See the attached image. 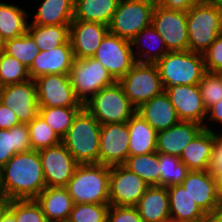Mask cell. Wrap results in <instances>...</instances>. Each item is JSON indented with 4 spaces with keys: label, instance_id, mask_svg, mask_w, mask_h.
Instances as JSON below:
<instances>
[{
    "label": "cell",
    "instance_id": "30bf717a",
    "mask_svg": "<svg viewBox=\"0 0 222 222\" xmlns=\"http://www.w3.org/2000/svg\"><path fill=\"white\" fill-rule=\"evenodd\" d=\"M92 58L100 62L117 82L136 63L131 42L109 32Z\"/></svg>",
    "mask_w": 222,
    "mask_h": 222
},
{
    "label": "cell",
    "instance_id": "7bdbcfd3",
    "mask_svg": "<svg viewBox=\"0 0 222 222\" xmlns=\"http://www.w3.org/2000/svg\"><path fill=\"white\" fill-rule=\"evenodd\" d=\"M202 55L207 72L222 73V33Z\"/></svg>",
    "mask_w": 222,
    "mask_h": 222
},
{
    "label": "cell",
    "instance_id": "44dd1931",
    "mask_svg": "<svg viewBox=\"0 0 222 222\" xmlns=\"http://www.w3.org/2000/svg\"><path fill=\"white\" fill-rule=\"evenodd\" d=\"M203 126L195 122L179 121L157 132L156 151L180 158L184 148L204 129Z\"/></svg>",
    "mask_w": 222,
    "mask_h": 222
},
{
    "label": "cell",
    "instance_id": "d590c367",
    "mask_svg": "<svg viewBox=\"0 0 222 222\" xmlns=\"http://www.w3.org/2000/svg\"><path fill=\"white\" fill-rule=\"evenodd\" d=\"M3 52L15 57L28 69L40 50L32 37L26 32L20 37L4 41Z\"/></svg>",
    "mask_w": 222,
    "mask_h": 222
},
{
    "label": "cell",
    "instance_id": "603a6c76",
    "mask_svg": "<svg viewBox=\"0 0 222 222\" xmlns=\"http://www.w3.org/2000/svg\"><path fill=\"white\" fill-rule=\"evenodd\" d=\"M204 129L184 148L180 160L189 170L207 171L213 148L217 143L216 133L209 127Z\"/></svg>",
    "mask_w": 222,
    "mask_h": 222
},
{
    "label": "cell",
    "instance_id": "ee69618b",
    "mask_svg": "<svg viewBox=\"0 0 222 222\" xmlns=\"http://www.w3.org/2000/svg\"><path fill=\"white\" fill-rule=\"evenodd\" d=\"M106 222H143L135 206L110 205Z\"/></svg>",
    "mask_w": 222,
    "mask_h": 222
},
{
    "label": "cell",
    "instance_id": "4fadbf2b",
    "mask_svg": "<svg viewBox=\"0 0 222 222\" xmlns=\"http://www.w3.org/2000/svg\"><path fill=\"white\" fill-rule=\"evenodd\" d=\"M149 185L124 165L110 166L109 204L135 206Z\"/></svg>",
    "mask_w": 222,
    "mask_h": 222
},
{
    "label": "cell",
    "instance_id": "7402d4cb",
    "mask_svg": "<svg viewBox=\"0 0 222 222\" xmlns=\"http://www.w3.org/2000/svg\"><path fill=\"white\" fill-rule=\"evenodd\" d=\"M136 112L156 131L166 130L180 121L165 91L143 103Z\"/></svg>",
    "mask_w": 222,
    "mask_h": 222
},
{
    "label": "cell",
    "instance_id": "f35d334b",
    "mask_svg": "<svg viewBox=\"0 0 222 222\" xmlns=\"http://www.w3.org/2000/svg\"><path fill=\"white\" fill-rule=\"evenodd\" d=\"M28 69L15 57L0 54V88L29 80Z\"/></svg>",
    "mask_w": 222,
    "mask_h": 222
},
{
    "label": "cell",
    "instance_id": "7a4b0ae2",
    "mask_svg": "<svg viewBox=\"0 0 222 222\" xmlns=\"http://www.w3.org/2000/svg\"><path fill=\"white\" fill-rule=\"evenodd\" d=\"M101 124L83 107L74 117L62 143L78 164L99 163Z\"/></svg>",
    "mask_w": 222,
    "mask_h": 222
},
{
    "label": "cell",
    "instance_id": "8992f818",
    "mask_svg": "<svg viewBox=\"0 0 222 222\" xmlns=\"http://www.w3.org/2000/svg\"><path fill=\"white\" fill-rule=\"evenodd\" d=\"M83 107L101 124L127 123L136 108L125 95L122 86L115 84L102 88L88 99Z\"/></svg>",
    "mask_w": 222,
    "mask_h": 222
},
{
    "label": "cell",
    "instance_id": "ab89813d",
    "mask_svg": "<svg viewBox=\"0 0 222 222\" xmlns=\"http://www.w3.org/2000/svg\"><path fill=\"white\" fill-rule=\"evenodd\" d=\"M9 210L14 214L16 222H48L35 199L11 200Z\"/></svg>",
    "mask_w": 222,
    "mask_h": 222
},
{
    "label": "cell",
    "instance_id": "1f68e13d",
    "mask_svg": "<svg viewBox=\"0 0 222 222\" xmlns=\"http://www.w3.org/2000/svg\"><path fill=\"white\" fill-rule=\"evenodd\" d=\"M70 25H28L27 33L40 51H49L69 41Z\"/></svg>",
    "mask_w": 222,
    "mask_h": 222
},
{
    "label": "cell",
    "instance_id": "9c48e42d",
    "mask_svg": "<svg viewBox=\"0 0 222 222\" xmlns=\"http://www.w3.org/2000/svg\"><path fill=\"white\" fill-rule=\"evenodd\" d=\"M69 76L75 95L83 105L102 88L117 82L107 69L92 57L75 58Z\"/></svg>",
    "mask_w": 222,
    "mask_h": 222
},
{
    "label": "cell",
    "instance_id": "d6986e66",
    "mask_svg": "<svg viewBox=\"0 0 222 222\" xmlns=\"http://www.w3.org/2000/svg\"><path fill=\"white\" fill-rule=\"evenodd\" d=\"M74 59L70 41L52 50L40 51L28 68L29 77L35 80L43 75H69Z\"/></svg>",
    "mask_w": 222,
    "mask_h": 222
},
{
    "label": "cell",
    "instance_id": "2e32d148",
    "mask_svg": "<svg viewBox=\"0 0 222 222\" xmlns=\"http://www.w3.org/2000/svg\"><path fill=\"white\" fill-rule=\"evenodd\" d=\"M129 156V128L127 123L101 125L99 163L123 165Z\"/></svg>",
    "mask_w": 222,
    "mask_h": 222
},
{
    "label": "cell",
    "instance_id": "ac0fdd59",
    "mask_svg": "<svg viewBox=\"0 0 222 222\" xmlns=\"http://www.w3.org/2000/svg\"><path fill=\"white\" fill-rule=\"evenodd\" d=\"M108 32V25L73 19L69 28V41L74 58L92 57Z\"/></svg>",
    "mask_w": 222,
    "mask_h": 222
},
{
    "label": "cell",
    "instance_id": "5bb4252c",
    "mask_svg": "<svg viewBox=\"0 0 222 222\" xmlns=\"http://www.w3.org/2000/svg\"><path fill=\"white\" fill-rule=\"evenodd\" d=\"M0 102L16 114L21 124H29L39 115L35 80L1 87Z\"/></svg>",
    "mask_w": 222,
    "mask_h": 222
},
{
    "label": "cell",
    "instance_id": "6da1fadb",
    "mask_svg": "<svg viewBox=\"0 0 222 222\" xmlns=\"http://www.w3.org/2000/svg\"><path fill=\"white\" fill-rule=\"evenodd\" d=\"M0 188L10 200L35 199L46 188L39 151L16 153L0 169Z\"/></svg>",
    "mask_w": 222,
    "mask_h": 222
},
{
    "label": "cell",
    "instance_id": "5b68a950",
    "mask_svg": "<svg viewBox=\"0 0 222 222\" xmlns=\"http://www.w3.org/2000/svg\"><path fill=\"white\" fill-rule=\"evenodd\" d=\"M189 50L203 54L222 33V8L199 3L186 12Z\"/></svg>",
    "mask_w": 222,
    "mask_h": 222
},
{
    "label": "cell",
    "instance_id": "e575fe53",
    "mask_svg": "<svg viewBox=\"0 0 222 222\" xmlns=\"http://www.w3.org/2000/svg\"><path fill=\"white\" fill-rule=\"evenodd\" d=\"M82 108L39 107V116L62 139Z\"/></svg>",
    "mask_w": 222,
    "mask_h": 222
},
{
    "label": "cell",
    "instance_id": "8d00e7d4",
    "mask_svg": "<svg viewBox=\"0 0 222 222\" xmlns=\"http://www.w3.org/2000/svg\"><path fill=\"white\" fill-rule=\"evenodd\" d=\"M159 169L160 186L165 187L181 184L190 171L179 157L164 153H159Z\"/></svg>",
    "mask_w": 222,
    "mask_h": 222
},
{
    "label": "cell",
    "instance_id": "f5cc1de1",
    "mask_svg": "<svg viewBox=\"0 0 222 222\" xmlns=\"http://www.w3.org/2000/svg\"><path fill=\"white\" fill-rule=\"evenodd\" d=\"M0 222H16L14 214L8 209Z\"/></svg>",
    "mask_w": 222,
    "mask_h": 222
},
{
    "label": "cell",
    "instance_id": "277c9868",
    "mask_svg": "<svg viewBox=\"0 0 222 222\" xmlns=\"http://www.w3.org/2000/svg\"><path fill=\"white\" fill-rule=\"evenodd\" d=\"M156 65L164 89L198 85L206 72L203 55L190 50L168 52Z\"/></svg>",
    "mask_w": 222,
    "mask_h": 222
},
{
    "label": "cell",
    "instance_id": "52a82bcc",
    "mask_svg": "<svg viewBox=\"0 0 222 222\" xmlns=\"http://www.w3.org/2000/svg\"><path fill=\"white\" fill-rule=\"evenodd\" d=\"M154 0H120L108 25L109 33L131 41L151 25Z\"/></svg>",
    "mask_w": 222,
    "mask_h": 222
},
{
    "label": "cell",
    "instance_id": "d4e9b609",
    "mask_svg": "<svg viewBox=\"0 0 222 222\" xmlns=\"http://www.w3.org/2000/svg\"><path fill=\"white\" fill-rule=\"evenodd\" d=\"M172 222H207L209 216L181 185L167 187Z\"/></svg>",
    "mask_w": 222,
    "mask_h": 222
},
{
    "label": "cell",
    "instance_id": "11a10c76",
    "mask_svg": "<svg viewBox=\"0 0 222 222\" xmlns=\"http://www.w3.org/2000/svg\"><path fill=\"white\" fill-rule=\"evenodd\" d=\"M216 139H217V142L222 146V134L219 135L216 133Z\"/></svg>",
    "mask_w": 222,
    "mask_h": 222
},
{
    "label": "cell",
    "instance_id": "9a60e30c",
    "mask_svg": "<svg viewBox=\"0 0 222 222\" xmlns=\"http://www.w3.org/2000/svg\"><path fill=\"white\" fill-rule=\"evenodd\" d=\"M46 187H65L79 165L61 142L39 151Z\"/></svg>",
    "mask_w": 222,
    "mask_h": 222
},
{
    "label": "cell",
    "instance_id": "d6a6232c",
    "mask_svg": "<svg viewBox=\"0 0 222 222\" xmlns=\"http://www.w3.org/2000/svg\"><path fill=\"white\" fill-rule=\"evenodd\" d=\"M123 165L141 177L149 186H160L159 153L157 151L128 156Z\"/></svg>",
    "mask_w": 222,
    "mask_h": 222
},
{
    "label": "cell",
    "instance_id": "b9f144b4",
    "mask_svg": "<svg viewBox=\"0 0 222 222\" xmlns=\"http://www.w3.org/2000/svg\"><path fill=\"white\" fill-rule=\"evenodd\" d=\"M198 85L206 109L222 100V73L206 71Z\"/></svg>",
    "mask_w": 222,
    "mask_h": 222
},
{
    "label": "cell",
    "instance_id": "484cf974",
    "mask_svg": "<svg viewBox=\"0 0 222 222\" xmlns=\"http://www.w3.org/2000/svg\"><path fill=\"white\" fill-rule=\"evenodd\" d=\"M35 200L48 222H67L73 209V199L66 187H46Z\"/></svg>",
    "mask_w": 222,
    "mask_h": 222
},
{
    "label": "cell",
    "instance_id": "f546056e",
    "mask_svg": "<svg viewBox=\"0 0 222 222\" xmlns=\"http://www.w3.org/2000/svg\"><path fill=\"white\" fill-rule=\"evenodd\" d=\"M32 150L28 124L0 129V169L16 154Z\"/></svg>",
    "mask_w": 222,
    "mask_h": 222
},
{
    "label": "cell",
    "instance_id": "60d3db41",
    "mask_svg": "<svg viewBox=\"0 0 222 222\" xmlns=\"http://www.w3.org/2000/svg\"><path fill=\"white\" fill-rule=\"evenodd\" d=\"M110 204L74 203L68 222H106Z\"/></svg>",
    "mask_w": 222,
    "mask_h": 222
},
{
    "label": "cell",
    "instance_id": "c3c4849f",
    "mask_svg": "<svg viewBox=\"0 0 222 222\" xmlns=\"http://www.w3.org/2000/svg\"><path fill=\"white\" fill-rule=\"evenodd\" d=\"M208 117L211 121L222 123V100L207 109L205 119Z\"/></svg>",
    "mask_w": 222,
    "mask_h": 222
},
{
    "label": "cell",
    "instance_id": "db71d44e",
    "mask_svg": "<svg viewBox=\"0 0 222 222\" xmlns=\"http://www.w3.org/2000/svg\"><path fill=\"white\" fill-rule=\"evenodd\" d=\"M201 3L222 8V0H201Z\"/></svg>",
    "mask_w": 222,
    "mask_h": 222
},
{
    "label": "cell",
    "instance_id": "83f0119b",
    "mask_svg": "<svg viewBox=\"0 0 222 222\" xmlns=\"http://www.w3.org/2000/svg\"><path fill=\"white\" fill-rule=\"evenodd\" d=\"M74 16V0H43L34 21L28 25H70Z\"/></svg>",
    "mask_w": 222,
    "mask_h": 222
},
{
    "label": "cell",
    "instance_id": "9f6ffc18",
    "mask_svg": "<svg viewBox=\"0 0 222 222\" xmlns=\"http://www.w3.org/2000/svg\"><path fill=\"white\" fill-rule=\"evenodd\" d=\"M4 41L0 37V54L3 52Z\"/></svg>",
    "mask_w": 222,
    "mask_h": 222
},
{
    "label": "cell",
    "instance_id": "4316f807",
    "mask_svg": "<svg viewBox=\"0 0 222 222\" xmlns=\"http://www.w3.org/2000/svg\"><path fill=\"white\" fill-rule=\"evenodd\" d=\"M127 124L129 128V156L156 151L157 132L137 112Z\"/></svg>",
    "mask_w": 222,
    "mask_h": 222
},
{
    "label": "cell",
    "instance_id": "836d02e7",
    "mask_svg": "<svg viewBox=\"0 0 222 222\" xmlns=\"http://www.w3.org/2000/svg\"><path fill=\"white\" fill-rule=\"evenodd\" d=\"M142 38L143 39L147 38V40L150 38L151 42H153V44L151 43V45H153V46H154V43L156 45V42H157V45H159L158 42L161 43L159 50L157 48L158 46L156 45V47L154 46L155 48H153V50L155 52L152 50V53H151V51H148V53H146V51H144L146 49L144 48L143 52L141 53L142 55L139 54V52H140L139 49H141V47H142L141 45L142 44H143V46L146 45V42H145L146 40L144 41V43H145L144 44V43H142V40H143ZM130 42H131V46H135V47L137 46V50H138L137 53L138 54H135L133 52V55H134L136 62H139V63L156 64L166 53H168V50L166 48L164 40L159 35V33L155 30V28L152 26V24L149 25L148 27H145L142 31H140ZM153 46H151V47H153ZM146 47H148V45ZM137 56H140V57L137 58Z\"/></svg>",
    "mask_w": 222,
    "mask_h": 222
},
{
    "label": "cell",
    "instance_id": "7dc6e473",
    "mask_svg": "<svg viewBox=\"0 0 222 222\" xmlns=\"http://www.w3.org/2000/svg\"><path fill=\"white\" fill-rule=\"evenodd\" d=\"M209 172L215 177H222V146L217 142L213 148Z\"/></svg>",
    "mask_w": 222,
    "mask_h": 222
},
{
    "label": "cell",
    "instance_id": "7c38bea8",
    "mask_svg": "<svg viewBox=\"0 0 222 222\" xmlns=\"http://www.w3.org/2000/svg\"><path fill=\"white\" fill-rule=\"evenodd\" d=\"M35 83L39 107L83 108L75 95L69 75H43L35 79Z\"/></svg>",
    "mask_w": 222,
    "mask_h": 222
},
{
    "label": "cell",
    "instance_id": "e0dca14e",
    "mask_svg": "<svg viewBox=\"0 0 222 222\" xmlns=\"http://www.w3.org/2000/svg\"><path fill=\"white\" fill-rule=\"evenodd\" d=\"M164 91L169 96L180 121L204 125L207 109L199 85H177Z\"/></svg>",
    "mask_w": 222,
    "mask_h": 222
},
{
    "label": "cell",
    "instance_id": "816d5d0a",
    "mask_svg": "<svg viewBox=\"0 0 222 222\" xmlns=\"http://www.w3.org/2000/svg\"><path fill=\"white\" fill-rule=\"evenodd\" d=\"M217 205L222 206V177L216 178Z\"/></svg>",
    "mask_w": 222,
    "mask_h": 222
},
{
    "label": "cell",
    "instance_id": "f6af8a7d",
    "mask_svg": "<svg viewBox=\"0 0 222 222\" xmlns=\"http://www.w3.org/2000/svg\"><path fill=\"white\" fill-rule=\"evenodd\" d=\"M154 3L155 6L187 12L194 5L201 3V0H154Z\"/></svg>",
    "mask_w": 222,
    "mask_h": 222
},
{
    "label": "cell",
    "instance_id": "f907efd6",
    "mask_svg": "<svg viewBox=\"0 0 222 222\" xmlns=\"http://www.w3.org/2000/svg\"><path fill=\"white\" fill-rule=\"evenodd\" d=\"M212 222H222V206L217 205L214 212L209 216Z\"/></svg>",
    "mask_w": 222,
    "mask_h": 222
},
{
    "label": "cell",
    "instance_id": "4dcf8cb0",
    "mask_svg": "<svg viewBox=\"0 0 222 222\" xmlns=\"http://www.w3.org/2000/svg\"><path fill=\"white\" fill-rule=\"evenodd\" d=\"M28 13L16 5L0 2V37L3 41L17 38L27 32Z\"/></svg>",
    "mask_w": 222,
    "mask_h": 222
},
{
    "label": "cell",
    "instance_id": "74e56055",
    "mask_svg": "<svg viewBox=\"0 0 222 222\" xmlns=\"http://www.w3.org/2000/svg\"><path fill=\"white\" fill-rule=\"evenodd\" d=\"M28 130L32 150L40 151L62 142V139L39 115L28 124Z\"/></svg>",
    "mask_w": 222,
    "mask_h": 222
},
{
    "label": "cell",
    "instance_id": "3957f363",
    "mask_svg": "<svg viewBox=\"0 0 222 222\" xmlns=\"http://www.w3.org/2000/svg\"><path fill=\"white\" fill-rule=\"evenodd\" d=\"M110 166L79 164L65 186L74 203L109 204Z\"/></svg>",
    "mask_w": 222,
    "mask_h": 222
},
{
    "label": "cell",
    "instance_id": "681fc988",
    "mask_svg": "<svg viewBox=\"0 0 222 222\" xmlns=\"http://www.w3.org/2000/svg\"><path fill=\"white\" fill-rule=\"evenodd\" d=\"M11 200L4 196L3 194H0V221L4 214L7 212L9 209Z\"/></svg>",
    "mask_w": 222,
    "mask_h": 222
},
{
    "label": "cell",
    "instance_id": "cb8c5ba5",
    "mask_svg": "<svg viewBox=\"0 0 222 222\" xmlns=\"http://www.w3.org/2000/svg\"><path fill=\"white\" fill-rule=\"evenodd\" d=\"M135 207L143 222L171 221L169 196L165 186H148Z\"/></svg>",
    "mask_w": 222,
    "mask_h": 222
},
{
    "label": "cell",
    "instance_id": "8fae6325",
    "mask_svg": "<svg viewBox=\"0 0 222 222\" xmlns=\"http://www.w3.org/2000/svg\"><path fill=\"white\" fill-rule=\"evenodd\" d=\"M151 24L164 40L168 52L189 50L186 12L155 6Z\"/></svg>",
    "mask_w": 222,
    "mask_h": 222
},
{
    "label": "cell",
    "instance_id": "ba28073f",
    "mask_svg": "<svg viewBox=\"0 0 222 222\" xmlns=\"http://www.w3.org/2000/svg\"><path fill=\"white\" fill-rule=\"evenodd\" d=\"M118 83L136 109L164 91L156 64L136 62Z\"/></svg>",
    "mask_w": 222,
    "mask_h": 222
},
{
    "label": "cell",
    "instance_id": "ffe728a7",
    "mask_svg": "<svg viewBox=\"0 0 222 222\" xmlns=\"http://www.w3.org/2000/svg\"><path fill=\"white\" fill-rule=\"evenodd\" d=\"M181 185L208 216L214 212L217 207L216 178L209 170H190Z\"/></svg>",
    "mask_w": 222,
    "mask_h": 222
},
{
    "label": "cell",
    "instance_id": "f1b7e54d",
    "mask_svg": "<svg viewBox=\"0 0 222 222\" xmlns=\"http://www.w3.org/2000/svg\"><path fill=\"white\" fill-rule=\"evenodd\" d=\"M120 0H74L73 19L109 25Z\"/></svg>",
    "mask_w": 222,
    "mask_h": 222
},
{
    "label": "cell",
    "instance_id": "bcb514c9",
    "mask_svg": "<svg viewBox=\"0 0 222 222\" xmlns=\"http://www.w3.org/2000/svg\"><path fill=\"white\" fill-rule=\"evenodd\" d=\"M20 124L16 114L0 102V129L9 130Z\"/></svg>",
    "mask_w": 222,
    "mask_h": 222
}]
</instances>
